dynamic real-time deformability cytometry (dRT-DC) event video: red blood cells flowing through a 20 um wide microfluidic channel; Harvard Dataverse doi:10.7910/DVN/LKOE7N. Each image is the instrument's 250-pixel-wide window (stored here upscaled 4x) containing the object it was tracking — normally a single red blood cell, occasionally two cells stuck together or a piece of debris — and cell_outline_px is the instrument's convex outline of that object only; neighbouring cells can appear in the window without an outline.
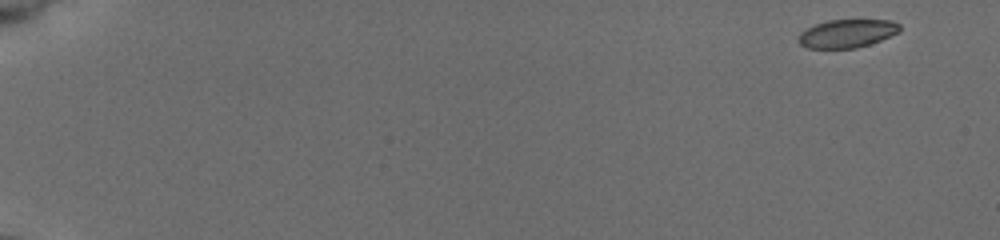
{"species": "common noctule bat (a hibernating species)", "species_latin": "Nyctalus noctula", "temperature_condition": "cold", "stored_images_in_passage": 52, "camera_frame_rate_fps": 3000, "um_per_image_px": 0.085, "animal": {"sex": "female", "body_mass_g": 19.5, "forearm_length_mm": 54.1}, "frame": {"image": 1, "passage_image": 1, "time_ms": 0.0, "image_size_px": [1000, 240], "cell_outline_px": [[900, 32], [880, 40], [856, 48], [808, 48], [800, 44], [796, 40], [796, 36], [800, 32], [816, 24], [828, 20], [888, 20], [900, 24]], "centroid_in_image_um": [71.97, 2.85], "position_along_channel_um": 13.0, "area_um2": 16.65}}
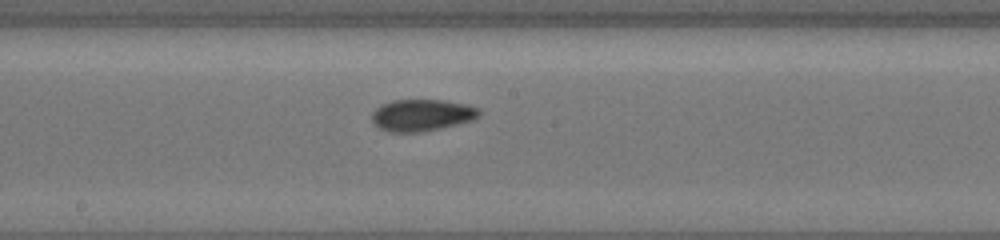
{"frame": {"image": 2, "passage_image": 30, "time_ms": 9.667, "image_size_px": [1000, 240], "cell_outline_px": [[480, 116], [472, 120], [424, 132], [388, 132], [372, 124], [372, 112], [376, 108], [392, 100], [444, 100], [468, 104], [480, 108]], "centroid_in_image_um": [35.86, 9.79], "position_along_channel_um": 212.3, "area_um2": 20.0}}
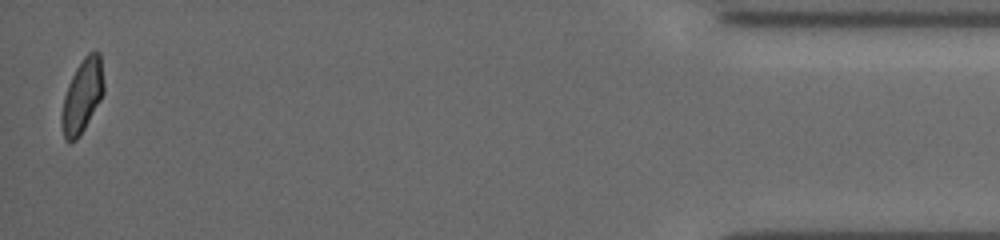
{"frame": {"image": 3, "passage_image": 52, "time_ms": 17.0, "image_size_px": [1000, 240], "cell_outline_px": [[104, 92], [100, 100], [84, 128], [76, 140], [68, 144], [64, 140], [60, 120], [60, 116], [64, 96], [68, 84], [76, 68], [84, 56], [88, 52], [100, 52], [104, 84]], "centroid_in_image_um": [6.97, 8.17], "position_along_channel_um": 428.2, "area_um2": 18.09}, "authors_computed_cell_mechanics": {"area_um2": 18.3804, "velocity_mm_per_s": 3.9208, "shape_relaxation_time_tau1_ms": 6.0375, "shape_relaxation_time_tau2_ms": 3.6622, "deformation_change_tau1": 0.1142, "deformation_change_tau2": 0.0575}}